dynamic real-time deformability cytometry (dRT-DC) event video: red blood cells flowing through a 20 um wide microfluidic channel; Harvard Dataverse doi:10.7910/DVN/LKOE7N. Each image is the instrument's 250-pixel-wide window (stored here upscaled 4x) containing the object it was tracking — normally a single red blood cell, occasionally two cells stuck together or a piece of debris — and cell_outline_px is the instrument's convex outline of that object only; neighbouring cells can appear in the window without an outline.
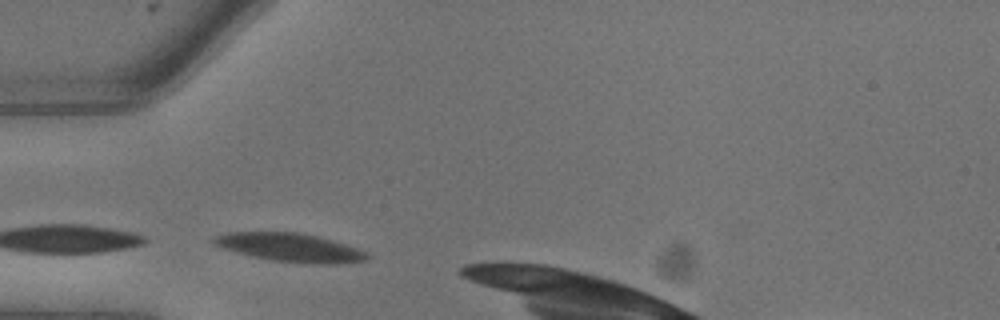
{"species": "common noctule bat (a hibernating species)", "species_latin": "Nyctalus noctula", "temperature_condition": "warm", "stored_images_in_passage": 4, "camera_frame_rate_fps": 3000, "um_per_image_px": 0.085, "animal": {"sex": "male", "body_mass_g": 13.3}, "frame": {"image": 1, "passage_image": 1, "time_ms": 0.0, "image_size_px": [1000, 320], "cell_outline_px": [[368, 256], [364, 260], [336, 264], [320, 264], [272, 260], [252, 256], [224, 248], [212, 244], [212, 240], [216, 236], [228, 232], [300, 232], [332, 240], [356, 248], [364, 252]], "centroid_in_image_um": [24.62, 21.02], "position_along_channel_um": 60.4, "area_um2": 24.91}}